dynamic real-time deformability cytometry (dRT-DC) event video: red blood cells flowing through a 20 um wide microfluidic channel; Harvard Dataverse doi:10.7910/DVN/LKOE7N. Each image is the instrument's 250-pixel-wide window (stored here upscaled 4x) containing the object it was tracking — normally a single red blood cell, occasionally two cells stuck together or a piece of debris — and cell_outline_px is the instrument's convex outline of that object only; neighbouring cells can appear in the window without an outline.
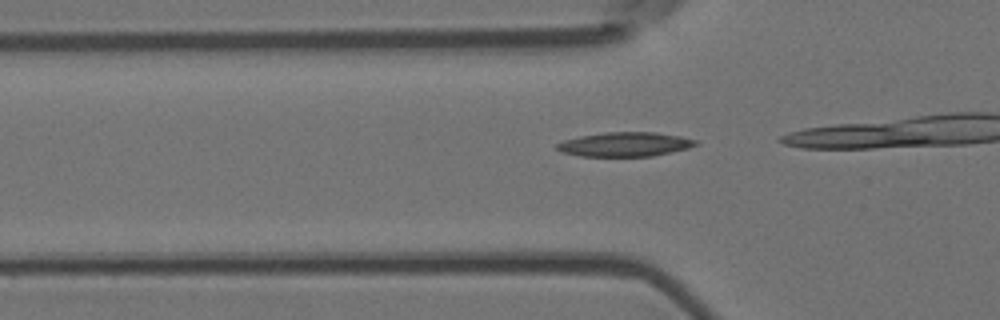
{"species": "Egyptian fruit bat (a non-hibernating species)", "species_latin": "Rousettus aegyptiacus", "temperature_condition": "room temperature", "stored_images_in_passage": 16, "camera_frame_rate_fps": 3000, "um_per_image_px": 0.085, "animal": {"sex": "female"}, "frame": {"image": 1, "passage_image": 13, "time_ms": 4.0, "image_size_px": [1000, 320], "cell_outline_px": [[700, 144], [688, 148], [652, 156], [580, 156], [560, 152], [556, 148], [556, 144], [564, 140], [580, 136], [604, 132], [656, 132], [680, 136], [700, 140]], "centroid_in_image_um": [53.14, 12.26], "position_along_channel_um": 72.7, "area_um2": 19.77}}